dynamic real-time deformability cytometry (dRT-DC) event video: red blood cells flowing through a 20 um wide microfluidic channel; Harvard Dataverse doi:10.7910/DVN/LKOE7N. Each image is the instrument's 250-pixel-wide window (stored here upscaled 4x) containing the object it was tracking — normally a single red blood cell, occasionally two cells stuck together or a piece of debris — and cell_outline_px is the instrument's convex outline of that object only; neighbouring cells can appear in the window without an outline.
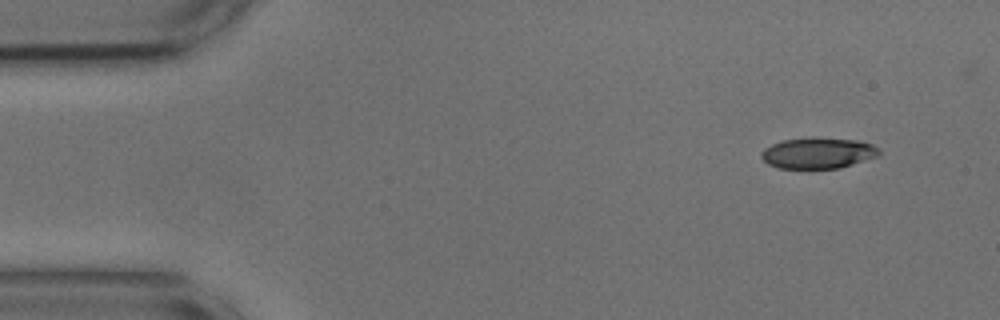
{"species": "common noctule bat (a hibernating species)", "species_latin": "Nyctalus noctula", "temperature_condition": "cold", "stored_images_in_passage": 3, "camera_frame_rate_fps": 3000, "um_per_image_px": 0.085, "animal": {"sex": "male", "body_mass_g": 17.9, "forearm_length_mm": 54.2}, "frame": {"image": 1, "passage_image": 1, "time_ms": 0.0, "image_size_px": [1000, 320], "cell_outline_px": [[880, 152], [876, 156], [840, 168], [780, 168], [768, 164], [760, 156], [760, 152], [764, 148], [772, 144], [784, 140], [812, 136], [816, 136], [856, 140], [872, 144], [880, 148]], "centroid_in_image_um": [69.51, 12.98], "position_along_channel_um": 15.5, "area_um2": 21.39}}
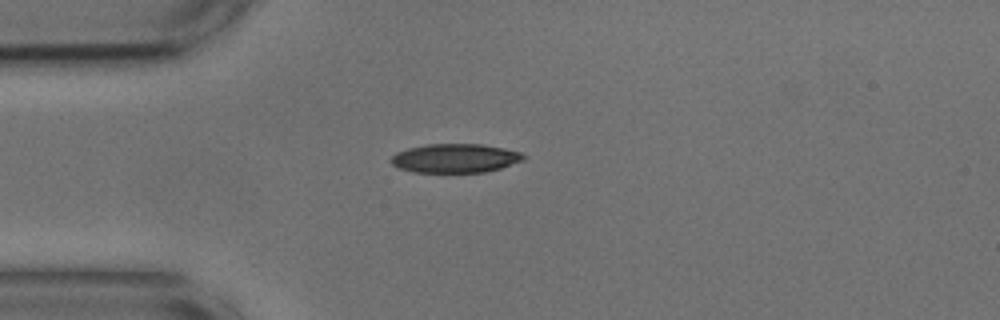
{"frame": {"image": 2, "passage_image": 3, "time_ms": 0.667, "image_size_px": [1000, 320], "cell_outline_px": [[528, 156], [524, 160], [500, 168], [484, 172], [412, 172], [400, 168], [392, 164], [388, 160], [396, 152], [408, 148], [428, 144], [480, 144], [504, 148], [520, 152]], "centroid_in_image_um": [38.69, 13.45], "position_along_channel_um": 46.3, "area_um2": 22.37}}